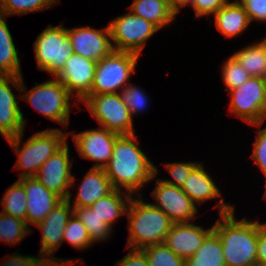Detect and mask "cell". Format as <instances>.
<instances>
[{"mask_svg": "<svg viewBox=\"0 0 266 266\" xmlns=\"http://www.w3.org/2000/svg\"><path fill=\"white\" fill-rule=\"evenodd\" d=\"M140 147L135 134L120 135L114 143L112 157L104 167L113 188L133 196L142 195V187L158 174V168Z\"/></svg>", "mask_w": 266, "mask_h": 266, "instance_id": "cell-1", "label": "cell"}, {"mask_svg": "<svg viewBox=\"0 0 266 266\" xmlns=\"http://www.w3.org/2000/svg\"><path fill=\"white\" fill-rule=\"evenodd\" d=\"M213 230L219 235L226 266H257L259 219L235 217V208L220 214Z\"/></svg>", "mask_w": 266, "mask_h": 266, "instance_id": "cell-2", "label": "cell"}, {"mask_svg": "<svg viewBox=\"0 0 266 266\" xmlns=\"http://www.w3.org/2000/svg\"><path fill=\"white\" fill-rule=\"evenodd\" d=\"M132 197L128 209V240L126 249L142 250L164 242L173 222L162 211L143 201L142 195Z\"/></svg>", "mask_w": 266, "mask_h": 266, "instance_id": "cell-3", "label": "cell"}, {"mask_svg": "<svg viewBox=\"0 0 266 266\" xmlns=\"http://www.w3.org/2000/svg\"><path fill=\"white\" fill-rule=\"evenodd\" d=\"M23 136L24 131L6 139L18 157L14 170H23L19 172V179L34 177L42 164L60 150L69 139L68 132L63 131V128L38 131L25 142L22 140Z\"/></svg>", "mask_w": 266, "mask_h": 266, "instance_id": "cell-4", "label": "cell"}, {"mask_svg": "<svg viewBox=\"0 0 266 266\" xmlns=\"http://www.w3.org/2000/svg\"><path fill=\"white\" fill-rule=\"evenodd\" d=\"M51 78L41 84L36 82V86L27 91L24 78L21 76L20 100L24 99L41 115L66 128L70 123L71 108L80 105L77 100H73L74 97L57 77ZM71 101L75 102V105H72Z\"/></svg>", "mask_w": 266, "mask_h": 266, "instance_id": "cell-5", "label": "cell"}, {"mask_svg": "<svg viewBox=\"0 0 266 266\" xmlns=\"http://www.w3.org/2000/svg\"><path fill=\"white\" fill-rule=\"evenodd\" d=\"M37 68L56 77L65 67L66 60L74 53L67 28L61 22L53 26L49 23L32 44Z\"/></svg>", "mask_w": 266, "mask_h": 266, "instance_id": "cell-6", "label": "cell"}, {"mask_svg": "<svg viewBox=\"0 0 266 266\" xmlns=\"http://www.w3.org/2000/svg\"><path fill=\"white\" fill-rule=\"evenodd\" d=\"M139 57L131 52L113 50L97 62L89 94L120 93L130 83V77L136 71Z\"/></svg>", "mask_w": 266, "mask_h": 266, "instance_id": "cell-7", "label": "cell"}, {"mask_svg": "<svg viewBox=\"0 0 266 266\" xmlns=\"http://www.w3.org/2000/svg\"><path fill=\"white\" fill-rule=\"evenodd\" d=\"M227 93L230 95L228 114L261 128L266 120V79L250 77L240 87Z\"/></svg>", "mask_w": 266, "mask_h": 266, "instance_id": "cell-8", "label": "cell"}, {"mask_svg": "<svg viewBox=\"0 0 266 266\" xmlns=\"http://www.w3.org/2000/svg\"><path fill=\"white\" fill-rule=\"evenodd\" d=\"M81 103L85 104L98 126L120 135L135 134L134 121L120 93L88 94Z\"/></svg>", "mask_w": 266, "mask_h": 266, "instance_id": "cell-9", "label": "cell"}, {"mask_svg": "<svg viewBox=\"0 0 266 266\" xmlns=\"http://www.w3.org/2000/svg\"><path fill=\"white\" fill-rule=\"evenodd\" d=\"M112 47L115 51L131 52L141 55L147 41L159 29L130 10L108 23Z\"/></svg>", "mask_w": 266, "mask_h": 266, "instance_id": "cell-10", "label": "cell"}, {"mask_svg": "<svg viewBox=\"0 0 266 266\" xmlns=\"http://www.w3.org/2000/svg\"><path fill=\"white\" fill-rule=\"evenodd\" d=\"M68 142L58 150L53 156L46 160L37 174L34 176L48 190L56 193L62 199H71L72 193L70 188L76 181L73 169V162L69 154Z\"/></svg>", "mask_w": 266, "mask_h": 266, "instance_id": "cell-11", "label": "cell"}, {"mask_svg": "<svg viewBox=\"0 0 266 266\" xmlns=\"http://www.w3.org/2000/svg\"><path fill=\"white\" fill-rule=\"evenodd\" d=\"M72 135L77 153L83 159L96 162L92 168H104L114 151V143L120 134L100 127L80 133L68 131Z\"/></svg>", "mask_w": 266, "mask_h": 266, "instance_id": "cell-12", "label": "cell"}, {"mask_svg": "<svg viewBox=\"0 0 266 266\" xmlns=\"http://www.w3.org/2000/svg\"><path fill=\"white\" fill-rule=\"evenodd\" d=\"M12 87L20 98L21 76H0V134L5 139L23 132L27 122Z\"/></svg>", "mask_w": 266, "mask_h": 266, "instance_id": "cell-13", "label": "cell"}, {"mask_svg": "<svg viewBox=\"0 0 266 266\" xmlns=\"http://www.w3.org/2000/svg\"><path fill=\"white\" fill-rule=\"evenodd\" d=\"M155 183L154 190L150 193L156 200V203H151L153 206L162 210L173 223L197 219L198 207L181 188L166 184L160 178Z\"/></svg>", "mask_w": 266, "mask_h": 266, "instance_id": "cell-14", "label": "cell"}, {"mask_svg": "<svg viewBox=\"0 0 266 266\" xmlns=\"http://www.w3.org/2000/svg\"><path fill=\"white\" fill-rule=\"evenodd\" d=\"M74 208L71 199H63L48 215L35 226L40 229V251L42 257L53 258L63 244V232Z\"/></svg>", "mask_w": 266, "mask_h": 266, "instance_id": "cell-15", "label": "cell"}, {"mask_svg": "<svg viewBox=\"0 0 266 266\" xmlns=\"http://www.w3.org/2000/svg\"><path fill=\"white\" fill-rule=\"evenodd\" d=\"M74 54L99 62L114 49L108 25L102 29L91 26L67 28Z\"/></svg>", "mask_w": 266, "mask_h": 266, "instance_id": "cell-16", "label": "cell"}, {"mask_svg": "<svg viewBox=\"0 0 266 266\" xmlns=\"http://www.w3.org/2000/svg\"><path fill=\"white\" fill-rule=\"evenodd\" d=\"M96 66V61L73 53L56 77L80 103L91 92Z\"/></svg>", "mask_w": 266, "mask_h": 266, "instance_id": "cell-17", "label": "cell"}, {"mask_svg": "<svg viewBox=\"0 0 266 266\" xmlns=\"http://www.w3.org/2000/svg\"><path fill=\"white\" fill-rule=\"evenodd\" d=\"M181 189L197 206L206 201L220 198L214 205L215 208L218 207L219 214L229 213L235 208L233 204L225 202V198L222 197L223 195L212 176L205 170L203 162L190 173Z\"/></svg>", "mask_w": 266, "mask_h": 266, "instance_id": "cell-18", "label": "cell"}, {"mask_svg": "<svg viewBox=\"0 0 266 266\" xmlns=\"http://www.w3.org/2000/svg\"><path fill=\"white\" fill-rule=\"evenodd\" d=\"M213 231L192 222L173 223L163 244L184 260L191 257Z\"/></svg>", "mask_w": 266, "mask_h": 266, "instance_id": "cell-19", "label": "cell"}, {"mask_svg": "<svg viewBox=\"0 0 266 266\" xmlns=\"http://www.w3.org/2000/svg\"><path fill=\"white\" fill-rule=\"evenodd\" d=\"M18 180L23 184L27 195L25 222L31 229L29 225L35 226L40 223L63 199L48 190L35 177H23Z\"/></svg>", "mask_w": 266, "mask_h": 266, "instance_id": "cell-20", "label": "cell"}, {"mask_svg": "<svg viewBox=\"0 0 266 266\" xmlns=\"http://www.w3.org/2000/svg\"><path fill=\"white\" fill-rule=\"evenodd\" d=\"M114 190L104 168H90L79 184L73 207H90Z\"/></svg>", "mask_w": 266, "mask_h": 266, "instance_id": "cell-21", "label": "cell"}, {"mask_svg": "<svg viewBox=\"0 0 266 266\" xmlns=\"http://www.w3.org/2000/svg\"><path fill=\"white\" fill-rule=\"evenodd\" d=\"M213 16L218 32L226 39L241 35L250 25L247 12L238 0L229 1Z\"/></svg>", "mask_w": 266, "mask_h": 266, "instance_id": "cell-22", "label": "cell"}, {"mask_svg": "<svg viewBox=\"0 0 266 266\" xmlns=\"http://www.w3.org/2000/svg\"><path fill=\"white\" fill-rule=\"evenodd\" d=\"M128 10L148 20L159 30L169 26L178 14L171 0H133Z\"/></svg>", "mask_w": 266, "mask_h": 266, "instance_id": "cell-23", "label": "cell"}, {"mask_svg": "<svg viewBox=\"0 0 266 266\" xmlns=\"http://www.w3.org/2000/svg\"><path fill=\"white\" fill-rule=\"evenodd\" d=\"M133 195L123 190L114 189L110 194L100 198L90 207L112 230L116 220L127 214L128 205Z\"/></svg>", "mask_w": 266, "mask_h": 266, "instance_id": "cell-24", "label": "cell"}, {"mask_svg": "<svg viewBox=\"0 0 266 266\" xmlns=\"http://www.w3.org/2000/svg\"><path fill=\"white\" fill-rule=\"evenodd\" d=\"M18 53L6 16L0 15V76H22Z\"/></svg>", "mask_w": 266, "mask_h": 266, "instance_id": "cell-25", "label": "cell"}, {"mask_svg": "<svg viewBox=\"0 0 266 266\" xmlns=\"http://www.w3.org/2000/svg\"><path fill=\"white\" fill-rule=\"evenodd\" d=\"M185 264L187 266H226L219 235L213 230L199 249L185 260Z\"/></svg>", "mask_w": 266, "mask_h": 266, "instance_id": "cell-26", "label": "cell"}, {"mask_svg": "<svg viewBox=\"0 0 266 266\" xmlns=\"http://www.w3.org/2000/svg\"><path fill=\"white\" fill-rule=\"evenodd\" d=\"M239 64L251 75V77H263L266 79V63L264 59L263 40L248 44L241 50L232 54Z\"/></svg>", "mask_w": 266, "mask_h": 266, "instance_id": "cell-27", "label": "cell"}, {"mask_svg": "<svg viewBox=\"0 0 266 266\" xmlns=\"http://www.w3.org/2000/svg\"><path fill=\"white\" fill-rule=\"evenodd\" d=\"M0 212L25 221L27 211V195L23 184L17 179L9 186L1 199Z\"/></svg>", "mask_w": 266, "mask_h": 266, "instance_id": "cell-28", "label": "cell"}, {"mask_svg": "<svg viewBox=\"0 0 266 266\" xmlns=\"http://www.w3.org/2000/svg\"><path fill=\"white\" fill-rule=\"evenodd\" d=\"M74 214L86 227L92 243L104 242L112 235L113 230L100 219L91 207H73Z\"/></svg>", "mask_w": 266, "mask_h": 266, "instance_id": "cell-29", "label": "cell"}, {"mask_svg": "<svg viewBox=\"0 0 266 266\" xmlns=\"http://www.w3.org/2000/svg\"><path fill=\"white\" fill-rule=\"evenodd\" d=\"M60 0H0V15H25L40 12L59 4Z\"/></svg>", "mask_w": 266, "mask_h": 266, "instance_id": "cell-30", "label": "cell"}, {"mask_svg": "<svg viewBox=\"0 0 266 266\" xmlns=\"http://www.w3.org/2000/svg\"><path fill=\"white\" fill-rule=\"evenodd\" d=\"M33 231L25 221L0 212V241L15 246Z\"/></svg>", "mask_w": 266, "mask_h": 266, "instance_id": "cell-31", "label": "cell"}, {"mask_svg": "<svg viewBox=\"0 0 266 266\" xmlns=\"http://www.w3.org/2000/svg\"><path fill=\"white\" fill-rule=\"evenodd\" d=\"M64 241L77 250H85L93 244L86 227L74 213L64 229L63 243Z\"/></svg>", "mask_w": 266, "mask_h": 266, "instance_id": "cell-32", "label": "cell"}, {"mask_svg": "<svg viewBox=\"0 0 266 266\" xmlns=\"http://www.w3.org/2000/svg\"><path fill=\"white\" fill-rule=\"evenodd\" d=\"M150 266H183L185 260L176 255L163 243L151 245L141 250Z\"/></svg>", "mask_w": 266, "mask_h": 266, "instance_id": "cell-33", "label": "cell"}, {"mask_svg": "<svg viewBox=\"0 0 266 266\" xmlns=\"http://www.w3.org/2000/svg\"><path fill=\"white\" fill-rule=\"evenodd\" d=\"M222 81L225 85V92L240 87L251 75L231 55L223 65L221 64Z\"/></svg>", "mask_w": 266, "mask_h": 266, "instance_id": "cell-34", "label": "cell"}, {"mask_svg": "<svg viewBox=\"0 0 266 266\" xmlns=\"http://www.w3.org/2000/svg\"><path fill=\"white\" fill-rule=\"evenodd\" d=\"M123 102L129 109L130 115L140 114L148 108L149 97L141 87L131 84V82L120 92Z\"/></svg>", "mask_w": 266, "mask_h": 266, "instance_id": "cell-35", "label": "cell"}, {"mask_svg": "<svg viewBox=\"0 0 266 266\" xmlns=\"http://www.w3.org/2000/svg\"><path fill=\"white\" fill-rule=\"evenodd\" d=\"M201 162H173L165 163L164 166L171 175L172 179H160L166 184H170L181 188L185 180L189 177L190 173L200 164Z\"/></svg>", "mask_w": 266, "mask_h": 266, "instance_id": "cell-36", "label": "cell"}, {"mask_svg": "<svg viewBox=\"0 0 266 266\" xmlns=\"http://www.w3.org/2000/svg\"><path fill=\"white\" fill-rule=\"evenodd\" d=\"M255 132L257 135L253 142V150L250 157L266 177V127L256 129Z\"/></svg>", "mask_w": 266, "mask_h": 266, "instance_id": "cell-37", "label": "cell"}, {"mask_svg": "<svg viewBox=\"0 0 266 266\" xmlns=\"http://www.w3.org/2000/svg\"><path fill=\"white\" fill-rule=\"evenodd\" d=\"M229 1L230 0H193L189 5L192 6L196 18L206 16V19H209L210 15H214L218 9H221Z\"/></svg>", "mask_w": 266, "mask_h": 266, "instance_id": "cell-38", "label": "cell"}, {"mask_svg": "<svg viewBox=\"0 0 266 266\" xmlns=\"http://www.w3.org/2000/svg\"><path fill=\"white\" fill-rule=\"evenodd\" d=\"M247 12L250 23H266V0H238Z\"/></svg>", "mask_w": 266, "mask_h": 266, "instance_id": "cell-39", "label": "cell"}, {"mask_svg": "<svg viewBox=\"0 0 266 266\" xmlns=\"http://www.w3.org/2000/svg\"><path fill=\"white\" fill-rule=\"evenodd\" d=\"M43 257L41 255L28 256L18 253H13L10 256H6L1 260L0 266H36Z\"/></svg>", "mask_w": 266, "mask_h": 266, "instance_id": "cell-40", "label": "cell"}, {"mask_svg": "<svg viewBox=\"0 0 266 266\" xmlns=\"http://www.w3.org/2000/svg\"><path fill=\"white\" fill-rule=\"evenodd\" d=\"M115 266H150L146 255L141 250L129 249L128 253L118 260Z\"/></svg>", "mask_w": 266, "mask_h": 266, "instance_id": "cell-41", "label": "cell"}, {"mask_svg": "<svg viewBox=\"0 0 266 266\" xmlns=\"http://www.w3.org/2000/svg\"><path fill=\"white\" fill-rule=\"evenodd\" d=\"M257 265L266 264V222L259 221V232L257 239Z\"/></svg>", "mask_w": 266, "mask_h": 266, "instance_id": "cell-42", "label": "cell"}, {"mask_svg": "<svg viewBox=\"0 0 266 266\" xmlns=\"http://www.w3.org/2000/svg\"><path fill=\"white\" fill-rule=\"evenodd\" d=\"M73 259L69 258H60L59 257H53V258H46L43 257L36 266H76V263Z\"/></svg>", "mask_w": 266, "mask_h": 266, "instance_id": "cell-43", "label": "cell"}, {"mask_svg": "<svg viewBox=\"0 0 266 266\" xmlns=\"http://www.w3.org/2000/svg\"><path fill=\"white\" fill-rule=\"evenodd\" d=\"M193 0H178L175 4L174 7L176 9L177 13H180L181 9L189 5Z\"/></svg>", "mask_w": 266, "mask_h": 266, "instance_id": "cell-44", "label": "cell"}, {"mask_svg": "<svg viewBox=\"0 0 266 266\" xmlns=\"http://www.w3.org/2000/svg\"><path fill=\"white\" fill-rule=\"evenodd\" d=\"M263 48H264V59H265V63H266V36H265V38H263Z\"/></svg>", "mask_w": 266, "mask_h": 266, "instance_id": "cell-45", "label": "cell"}, {"mask_svg": "<svg viewBox=\"0 0 266 266\" xmlns=\"http://www.w3.org/2000/svg\"><path fill=\"white\" fill-rule=\"evenodd\" d=\"M265 187H266V183H265ZM263 199L266 200V188H265V192H264V195H263Z\"/></svg>", "mask_w": 266, "mask_h": 266, "instance_id": "cell-46", "label": "cell"}, {"mask_svg": "<svg viewBox=\"0 0 266 266\" xmlns=\"http://www.w3.org/2000/svg\"><path fill=\"white\" fill-rule=\"evenodd\" d=\"M174 4L178 1V0H171Z\"/></svg>", "mask_w": 266, "mask_h": 266, "instance_id": "cell-47", "label": "cell"}]
</instances>
